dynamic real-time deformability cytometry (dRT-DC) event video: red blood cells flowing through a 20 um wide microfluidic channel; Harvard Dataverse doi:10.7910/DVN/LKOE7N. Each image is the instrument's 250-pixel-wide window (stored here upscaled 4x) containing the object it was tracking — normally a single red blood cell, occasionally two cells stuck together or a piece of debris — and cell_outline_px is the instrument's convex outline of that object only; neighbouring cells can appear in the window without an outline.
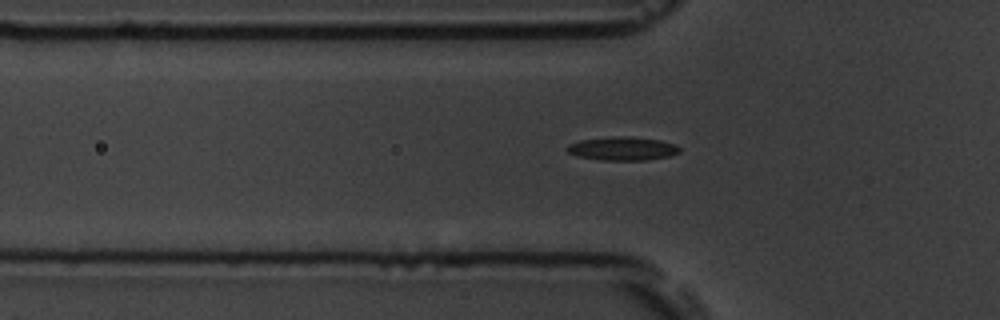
{"species": "common noctule bat (a hibernating species)", "species_latin": "Nyctalus noctula", "temperature_condition": "room temperature", "stored_images_in_passage": 51, "camera_frame_rate_fps": 3000, "um_per_image_px": 0.085, "animal": {"sex": "male", "body_mass_g": 19.5, "forearm_length_mm": 54.6}, "frame": {"image": 1, "passage_image": 12, "time_ms": 3.667, "image_size_px": [1000, 320], "cell_outline_px": [[680, 152], [668, 156], [644, 160], [600, 160], [576, 156], [568, 152], [564, 148], [568, 144], [580, 140], [612, 136], [632, 136], [660, 140], [676, 144], [680, 148]], "centroid_in_image_um": [52.88, 12.62], "position_along_channel_um": 72.9, "area_um2": 15.61}}
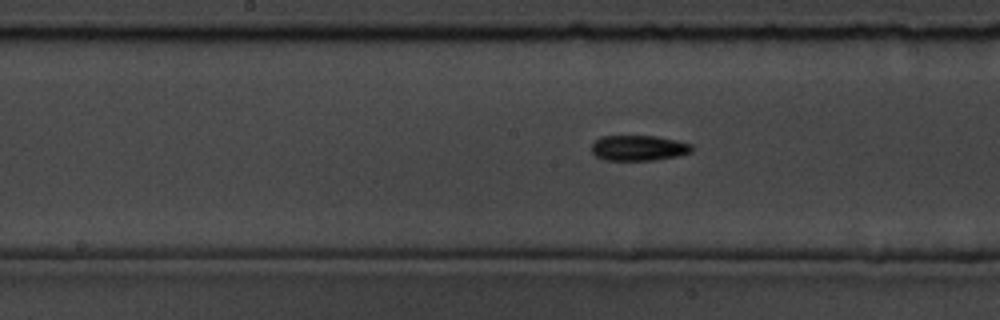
{"frame": {"image": 2, "passage_image": 22, "time_ms": 7.0, "image_size_px": [1000, 320], "cell_outline_px": [[692, 152], [680, 156], [656, 160], [604, 160], [596, 156], [592, 152], [592, 144], [600, 136], [656, 136], [676, 140], [692, 144]], "centroid_in_image_um": [54.3, 12.58], "position_along_channel_um": 193.9, "area_um2": 14.97}}
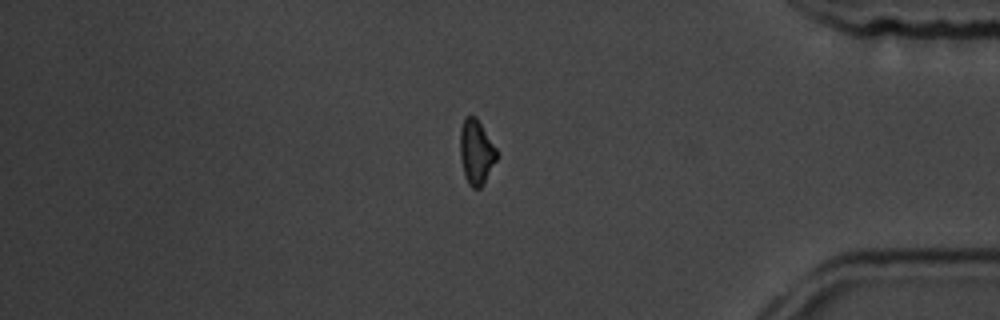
{"frame": {"image": 3, "passage_image": 41, "time_ms": 13.333, "image_size_px": [1000, 320], "cell_outline_px": [[496, 160], [484, 184], [480, 188], [472, 188], [468, 184], [464, 176], [460, 156], [460, 128], [464, 116], [476, 116], [496, 148]], "centroid_in_image_um": [40.45, 12.92], "position_along_channel_um": 394.7, "area_um2": 13.87}}